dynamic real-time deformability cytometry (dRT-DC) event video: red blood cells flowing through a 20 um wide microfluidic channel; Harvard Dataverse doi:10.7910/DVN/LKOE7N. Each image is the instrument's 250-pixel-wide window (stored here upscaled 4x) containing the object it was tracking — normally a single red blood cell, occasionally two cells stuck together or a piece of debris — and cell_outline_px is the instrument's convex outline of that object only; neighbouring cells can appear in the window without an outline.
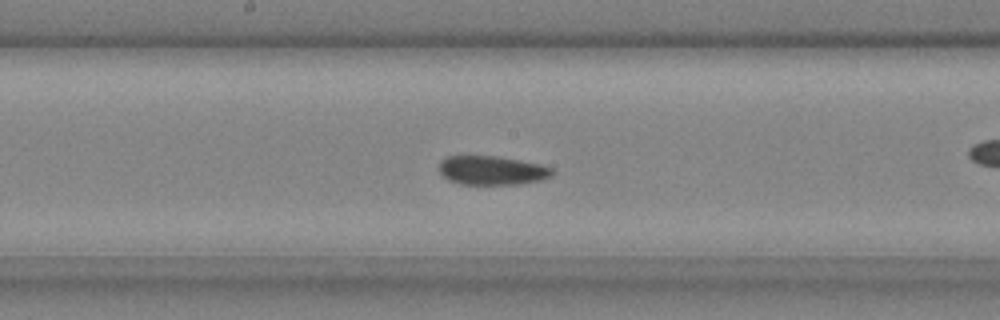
{"species": "common noctule bat (a hibernating species)", "species_latin": "Nyctalus noctula", "temperature_condition": "cold", "stored_images_in_passage": 30, "camera_frame_rate_fps": 3000, "um_per_image_px": 0.085, "animal": {"sex": "male", "body_mass_g": 20.4}, "frame": {"image": 1, "passage_image": 18, "time_ms": 5.667, "image_size_px": [1000, 320], "cell_outline_px": [[556, 172], [552, 176], [544, 180], [520, 184], [460, 184], [448, 180], [440, 172], [440, 164], [448, 156], [500, 156], [540, 164], [552, 168]], "centroid_in_image_um": [41.89, 14.49], "position_along_channel_um": 206.3, "area_um2": 19.19}}